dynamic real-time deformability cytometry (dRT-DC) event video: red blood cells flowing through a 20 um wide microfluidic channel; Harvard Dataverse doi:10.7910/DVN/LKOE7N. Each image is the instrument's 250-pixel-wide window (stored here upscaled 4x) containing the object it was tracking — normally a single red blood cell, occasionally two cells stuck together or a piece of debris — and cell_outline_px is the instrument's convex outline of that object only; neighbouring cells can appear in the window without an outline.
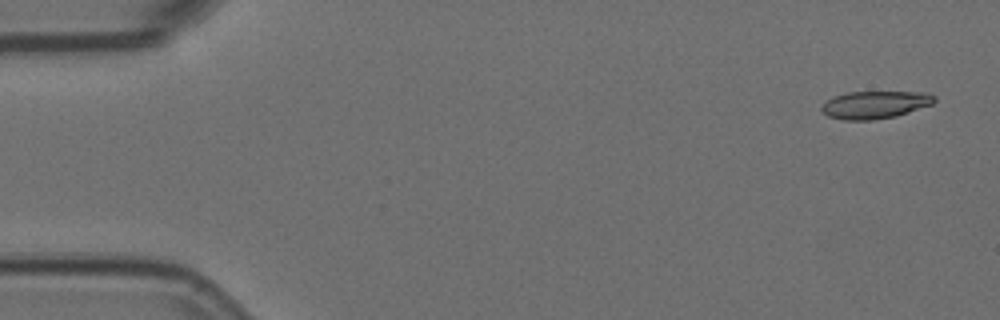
{"species": "Egyptian fruit bat (a non-hibernating species)", "species_latin": "Rousettus aegyptiacus", "temperature_condition": "room temperature", "stored_images_in_passage": 4, "camera_frame_rate_fps": 3000, "um_per_image_px": 0.085, "animal": {"sex": "female"}, "frame": {"image": 1, "passage_image": 1, "time_ms": 0.0, "image_size_px": [1000, 320], "cell_outline_px": [[936, 100], [932, 104], [896, 116], [872, 120], [844, 120], [828, 116], [820, 108], [832, 96], [848, 92], [924, 92], [936, 96]], "centroid_in_image_um": [74.38, 8.9], "position_along_channel_um": 10.6, "area_um2": 18.03}}